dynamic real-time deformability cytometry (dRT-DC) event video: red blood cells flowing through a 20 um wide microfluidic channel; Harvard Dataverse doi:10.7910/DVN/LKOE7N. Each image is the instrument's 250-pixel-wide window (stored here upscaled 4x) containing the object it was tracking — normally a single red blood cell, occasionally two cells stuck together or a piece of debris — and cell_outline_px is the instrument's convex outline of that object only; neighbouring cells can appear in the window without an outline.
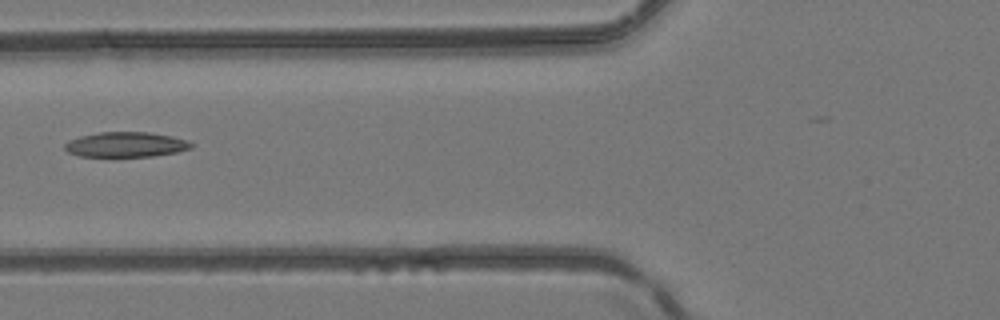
{"species": "common noctule bat (a hibernating species)", "species_latin": "Nyctalus noctula", "temperature_condition": "room temperature", "stored_images_in_passage": 6, "camera_frame_rate_fps": 3000, "um_per_image_px": 0.085, "animal": {"sex": "female", "body_mass_g": 24.6, "forearm_length_mm": 56.2}, "frame": {"image": 1, "passage_image": 5, "time_ms": 1.333, "image_size_px": [1000, 320], "cell_outline_px": [[192, 148], [176, 152], [152, 156], [80, 156], [68, 152], [64, 148], [64, 144], [68, 140], [80, 136], [100, 132], [148, 132], [172, 136], [188, 140], [192, 144]], "centroid_in_image_um": [10.69, 12.28], "position_along_channel_um": 115.1, "area_um2": 18.38}}